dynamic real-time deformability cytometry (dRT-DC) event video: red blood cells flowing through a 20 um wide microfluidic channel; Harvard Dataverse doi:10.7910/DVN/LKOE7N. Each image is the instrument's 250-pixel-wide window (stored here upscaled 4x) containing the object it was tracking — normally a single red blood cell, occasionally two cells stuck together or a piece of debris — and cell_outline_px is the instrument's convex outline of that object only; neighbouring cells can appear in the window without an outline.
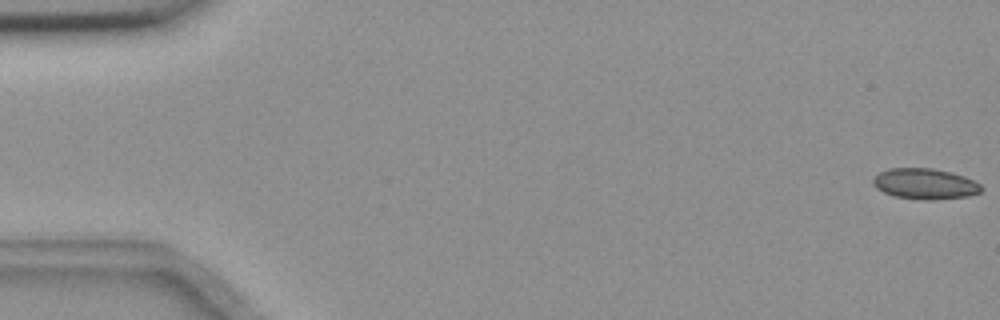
{"species": "common noctule bat (a hibernating species)", "species_latin": "Nyctalus noctula", "temperature_condition": "room temperature", "stored_images_in_passage": 56, "camera_frame_rate_fps": 3000, "um_per_image_px": 0.085, "animal": {"sex": "female", "body_mass_g": 18.4}, "frame": {"image": 1, "passage_image": 1, "time_ms": 0.0, "image_size_px": [1000, 320], "cell_outline_px": [[984, 188], [980, 192], [968, 196], [932, 200], [896, 196], [884, 192], [876, 188], [872, 184], [872, 180], [880, 172], [888, 168], [932, 168], [964, 176], [980, 184]], "centroid_in_image_um": [78.62, 15.62], "position_along_channel_um": 6.4, "area_um2": 19.13}}
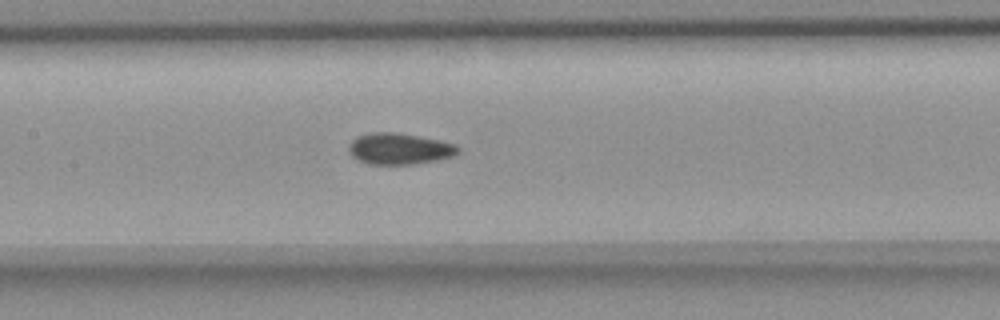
{"frame": {"image": 2, "passage_image": 27, "time_ms": 8.667, "image_size_px": [1000, 320], "cell_outline_px": [[460, 152], [452, 156], [412, 164], [368, 164], [352, 156], [348, 148], [352, 140], [356, 136], [372, 132], [396, 132], [456, 144], [460, 148]], "centroid_in_image_um": [33.92, 12.63], "position_along_channel_um": 173.5, "area_um2": 19.59}}
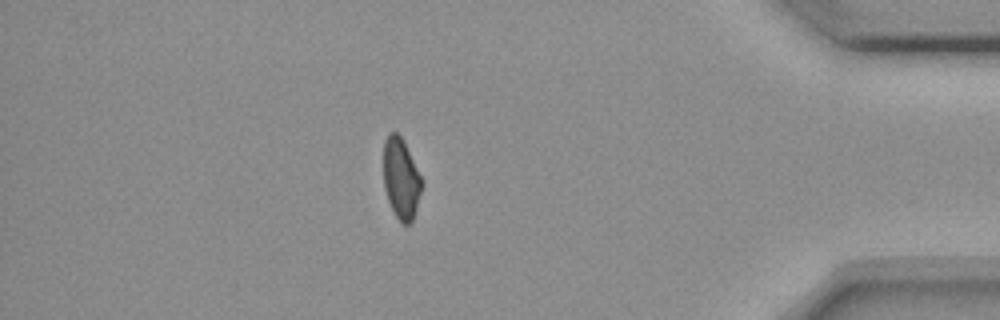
{"frame": {"image": 3, "passage_image": 49, "time_ms": 16.0, "image_size_px": [1000, 320], "cell_outline_px": [[424, 184], [412, 220], [408, 224], [400, 224], [388, 200], [384, 188], [384, 140], [388, 132], [396, 132], [404, 140], [424, 180]], "centroid_in_image_um": [34.11, 15.15], "position_along_channel_um": 401.1, "area_um2": 18.32}, "authors_computed_cell_mechanics": {"area_um2": 19.3052, "velocity_mm_per_s": 3.6627, "shape_relaxation_time_tau1_ms": null, "shape_relaxation_time_tau2_ms": 1.6863, "deformation_change_tau1": null, "deformation_change_tau2": 0.0689}}